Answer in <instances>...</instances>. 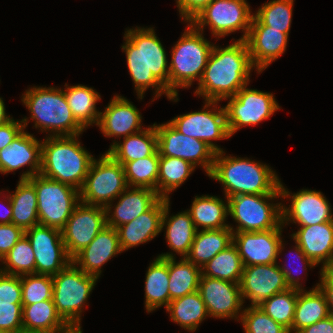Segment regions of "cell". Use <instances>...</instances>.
<instances>
[{
  "label": "cell",
  "mask_w": 333,
  "mask_h": 333,
  "mask_svg": "<svg viewBox=\"0 0 333 333\" xmlns=\"http://www.w3.org/2000/svg\"><path fill=\"white\" fill-rule=\"evenodd\" d=\"M127 65L138 97L148 87L155 88V97L165 93L170 100L177 101L178 95L169 93V66L166 52L153 28H137L125 31Z\"/></svg>",
  "instance_id": "6da1fadb"
},
{
  "label": "cell",
  "mask_w": 333,
  "mask_h": 333,
  "mask_svg": "<svg viewBox=\"0 0 333 333\" xmlns=\"http://www.w3.org/2000/svg\"><path fill=\"white\" fill-rule=\"evenodd\" d=\"M245 40H237L225 48L213 46L195 94L205 101H220L234 96L249 83L253 68Z\"/></svg>",
  "instance_id": "7a4b0ae2"
},
{
  "label": "cell",
  "mask_w": 333,
  "mask_h": 333,
  "mask_svg": "<svg viewBox=\"0 0 333 333\" xmlns=\"http://www.w3.org/2000/svg\"><path fill=\"white\" fill-rule=\"evenodd\" d=\"M215 153L213 167L208 175L224 186L226 198L240 194H281L280 180L266 164L244 158Z\"/></svg>",
  "instance_id": "3957f363"
},
{
  "label": "cell",
  "mask_w": 333,
  "mask_h": 333,
  "mask_svg": "<svg viewBox=\"0 0 333 333\" xmlns=\"http://www.w3.org/2000/svg\"><path fill=\"white\" fill-rule=\"evenodd\" d=\"M79 135L48 136L42 143V176L80 191L94 158L80 145Z\"/></svg>",
  "instance_id": "277c9868"
},
{
  "label": "cell",
  "mask_w": 333,
  "mask_h": 333,
  "mask_svg": "<svg viewBox=\"0 0 333 333\" xmlns=\"http://www.w3.org/2000/svg\"><path fill=\"white\" fill-rule=\"evenodd\" d=\"M22 101L30 110L35 128L51 130L53 136L80 135L84 131L74 118L61 89L34 87L25 92Z\"/></svg>",
  "instance_id": "5b68a950"
},
{
  "label": "cell",
  "mask_w": 333,
  "mask_h": 333,
  "mask_svg": "<svg viewBox=\"0 0 333 333\" xmlns=\"http://www.w3.org/2000/svg\"><path fill=\"white\" fill-rule=\"evenodd\" d=\"M214 45L210 44L190 22L172 49L169 65V93L178 95L177 88H187L200 81Z\"/></svg>",
  "instance_id": "8992f818"
},
{
  "label": "cell",
  "mask_w": 333,
  "mask_h": 333,
  "mask_svg": "<svg viewBox=\"0 0 333 333\" xmlns=\"http://www.w3.org/2000/svg\"><path fill=\"white\" fill-rule=\"evenodd\" d=\"M127 187L124 167L106 152L99 161L93 160L79 191L80 201L104 207L110 213L111 202Z\"/></svg>",
  "instance_id": "52a82bcc"
},
{
  "label": "cell",
  "mask_w": 333,
  "mask_h": 333,
  "mask_svg": "<svg viewBox=\"0 0 333 333\" xmlns=\"http://www.w3.org/2000/svg\"><path fill=\"white\" fill-rule=\"evenodd\" d=\"M28 180L36 191L39 224L62 230L80 202L79 190L41 174Z\"/></svg>",
  "instance_id": "ba28073f"
},
{
  "label": "cell",
  "mask_w": 333,
  "mask_h": 333,
  "mask_svg": "<svg viewBox=\"0 0 333 333\" xmlns=\"http://www.w3.org/2000/svg\"><path fill=\"white\" fill-rule=\"evenodd\" d=\"M52 278L53 301L58 314L66 323H80V313L98 278L86 274L73 262Z\"/></svg>",
  "instance_id": "9c48e42d"
},
{
  "label": "cell",
  "mask_w": 333,
  "mask_h": 333,
  "mask_svg": "<svg viewBox=\"0 0 333 333\" xmlns=\"http://www.w3.org/2000/svg\"><path fill=\"white\" fill-rule=\"evenodd\" d=\"M281 194H240L228 197V212L238 223L235 232H257L282 225V205L267 203Z\"/></svg>",
  "instance_id": "30bf717a"
},
{
  "label": "cell",
  "mask_w": 333,
  "mask_h": 333,
  "mask_svg": "<svg viewBox=\"0 0 333 333\" xmlns=\"http://www.w3.org/2000/svg\"><path fill=\"white\" fill-rule=\"evenodd\" d=\"M252 18L246 0H213L190 23L200 32L208 25L218 38L242 29L244 35L238 40H245Z\"/></svg>",
  "instance_id": "8fae6325"
},
{
  "label": "cell",
  "mask_w": 333,
  "mask_h": 333,
  "mask_svg": "<svg viewBox=\"0 0 333 333\" xmlns=\"http://www.w3.org/2000/svg\"><path fill=\"white\" fill-rule=\"evenodd\" d=\"M224 107L230 137L242 126L256 125L268 119L280 107L273 94L242 87L234 96L228 97Z\"/></svg>",
  "instance_id": "7c38bea8"
},
{
  "label": "cell",
  "mask_w": 333,
  "mask_h": 333,
  "mask_svg": "<svg viewBox=\"0 0 333 333\" xmlns=\"http://www.w3.org/2000/svg\"><path fill=\"white\" fill-rule=\"evenodd\" d=\"M217 103L218 101L206 100L202 111L177 116L169 123L183 135L204 141L215 152H220L222 149L211 141L226 139L230 135L224 107L217 109ZM211 105L214 109L207 110Z\"/></svg>",
  "instance_id": "4fadbf2b"
},
{
  "label": "cell",
  "mask_w": 333,
  "mask_h": 333,
  "mask_svg": "<svg viewBox=\"0 0 333 333\" xmlns=\"http://www.w3.org/2000/svg\"><path fill=\"white\" fill-rule=\"evenodd\" d=\"M154 126L160 156L181 158L195 167L201 165L207 175L210 174L216 152L204 141L183 135L169 122Z\"/></svg>",
  "instance_id": "5bb4252c"
},
{
  "label": "cell",
  "mask_w": 333,
  "mask_h": 333,
  "mask_svg": "<svg viewBox=\"0 0 333 333\" xmlns=\"http://www.w3.org/2000/svg\"><path fill=\"white\" fill-rule=\"evenodd\" d=\"M25 235L35 255V274L54 276L72 262L61 230L38 224L26 230Z\"/></svg>",
  "instance_id": "9a60e30c"
},
{
  "label": "cell",
  "mask_w": 333,
  "mask_h": 333,
  "mask_svg": "<svg viewBox=\"0 0 333 333\" xmlns=\"http://www.w3.org/2000/svg\"><path fill=\"white\" fill-rule=\"evenodd\" d=\"M106 226L104 207L78 203L61 230L67 255L72 259Z\"/></svg>",
  "instance_id": "2e32d148"
},
{
  "label": "cell",
  "mask_w": 333,
  "mask_h": 333,
  "mask_svg": "<svg viewBox=\"0 0 333 333\" xmlns=\"http://www.w3.org/2000/svg\"><path fill=\"white\" fill-rule=\"evenodd\" d=\"M281 226L267 231L233 232V244L243 267L277 263V256L283 250Z\"/></svg>",
  "instance_id": "e0dca14e"
},
{
  "label": "cell",
  "mask_w": 333,
  "mask_h": 333,
  "mask_svg": "<svg viewBox=\"0 0 333 333\" xmlns=\"http://www.w3.org/2000/svg\"><path fill=\"white\" fill-rule=\"evenodd\" d=\"M280 193L282 198L291 197L290 207L282 205V224L293 221L300 226H311L333 221L331 206L319 191L302 189L290 195L280 182Z\"/></svg>",
  "instance_id": "ac0fdd59"
},
{
  "label": "cell",
  "mask_w": 333,
  "mask_h": 333,
  "mask_svg": "<svg viewBox=\"0 0 333 333\" xmlns=\"http://www.w3.org/2000/svg\"><path fill=\"white\" fill-rule=\"evenodd\" d=\"M239 286L243 303L248 298L251 306H259L276 293L288 289L277 263L243 267Z\"/></svg>",
  "instance_id": "d6986e66"
},
{
  "label": "cell",
  "mask_w": 333,
  "mask_h": 333,
  "mask_svg": "<svg viewBox=\"0 0 333 333\" xmlns=\"http://www.w3.org/2000/svg\"><path fill=\"white\" fill-rule=\"evenodd\" d=\"M198 291L209 316L238 318L243 305L239 283L201 276Z\"/></svg>",
  "instance_id": "ffe728a7"
},
{
  "label": "cell",
  "mask_w": 333,
  "mask_h": 333,
  "mask_svg": "<svg viewBox=\"0 0 333 333\" xmlns=\"http://www.w3.org/2000/svg\"><path fill=\"white\" fill-rule=\"evenodd\" d=\"M288 35L263 25L253 14L247 38L251 62L259 73L286 50Z\"/></svg>",
  "instance_id": "44dd1931"
},
{
  "label": "cell",
  "mask_w": 333,
  "mask_h": 333,
  "mask_svg": "<svg viewBox=\"0 0 333 333\" xmlns=\"http://www.w3.org/2000/svg\"><path fill=\"white\" fill-rule=\"evenodd\" d=\"M42 143L24 130L12 143L0 151V172H13L24 165L30 166V171L21 175L20 180H28L40 173Z\"/></svg>",
  "instance_id": "7402d4cb"
},
{
  "label": "cell",
  "mask_w": 333,
  "mask_h": 333,
  "mask_svg": "<svg viewBox=\"0 0 333 333\" xmlns=\"http://www.w3.org/2000/svg\"><path fill=\"white\" fill-rule=\"evenodd\" d=\"M138 109L124 97L115 95L104 112H100L97 126L107 137L123 138L142 130Z\"/></svg>",
  "instance_id": "603a6c76"
},
{
  "label": "cell",
  "mask_w": 333,
  "mask_h": 333,
  "mask_svg": "<svg viewBox=\"0 0 333 333\" xmlns=\"http://www.w3.org/2000/svg\"><path fill=\"white\" fill-rule=\"evenodd\" d=\"M121 252L117 230L106 225L87 247L72 258V262L79 264V269L86 274L99 278L103 264Z\"/></svg>",
  "instance_id": "cb8c5ba5"
},
{
  "label": "cell",
  "mask_w": 333,
  "mask_h": 333,
  "mask_svg": "<svg viewBox=\"0 0 333 333\" xmlns=\"http://www.w3.org/2000/svg\"><path fill=\"white\" fill-rule=\"evenodd\" d=\"M165 198H160L148 211L116 228L122 251L152 240L160 233Z\"/></svg>",
  "instance_id": "d4e9b609"
},
{
  "label": "cell",
  "mask_w": 333,
  "mask_h": 333,
  "mask_svg": "<svg viewBox=\"0 0 333 333\" xmlns=\"http://www.w3.org/2000/svg\"><path fill=\"white\" fill-rule=\"evenodd\" d=\"M292 238L306 256L316 265L320 262L323 267L333 265V221L300 226Z\"/></svg>",
  "instance_id": "484cf974"
},
{
  "label": "cell",
  "mask_w": 333,
  "mask_h": 333,
  "mask_svg": "<svg viewBox=\"0 0 333 333\" xmlns=\"http://www.w3.org/2000/svg\"><path fill=\"white\" fill-rule=\"evenodd\" d=\"M127 187L119 196V200L112 215L106 213V225L117 228L125 223L131 222L142 213L148 211L161 197L149 188L133 187L129 191Z\"/></svg>",
  "instance_id": "4316f807"
},
{
  "label": "cell",
  "mask_w": 333,
  "mask_h": 333,
  "mask_svg": "<svg viewBox=\"0 0 333 333\" xmlns=\"http://www.w3.org/2000/svg\"><path fill=\"white\" fill-rule=\"evenodd\" d=\"M157 150V132L153 124L125 137L122 144L114 141L107 153L124 166L127 162L152 156Z\"/></svg>",
  "instance_id": "83f0119b"
},
{
  "label": "cell",
  "mask_w": 333,
  "mask_h": 333,
  "mask_svg": "<svg viewBox=\"0 0 333 333\" xmlns=\"http://www.w3.org/2000/svg\"><path fill=\"white\" fill-rule=\"evenodd\" d=\"M231 228L197 230L188 255L185 257L194 265L202 268L220 251L225 250L233 243Z\"/></svg>",
  "instance_id": "f1b7e54d"
},
{
  "label": "cell",
  "mask_w": 333,
  "mask_h": 333,
  "mask_svg": "<svg viewBox=\"0 0 333 333\" xmlns=\"http://www.w3.org/2000/svg\"><path fill=\"white\" fill-rule=\"evenodd\" d=\"M168 212L169 199L165 198L161 230L166 226V239L169 247L185 258L190 251L197 229L188 211L178 213L172 217L170 216V218H168Z\"/></svg>",
  "instance_id": "f546056e"
},
{
  "label": "cell",
  "mask_w": 333,
  "mask_h": 333,
  "mask_svg": "<svg viewBox=\"0 0 333 333\" xmlns=\"http://www.w3.org/2000/svg\"><path fill=\"white\" fill-rule=\"evenodd\" d=\"M330 315L326 297L318 284L310 291L298 290L294 320L289 333H298L303 328L317 323Z\"/></svg>",
  "instance_id": "4dcf8cb0"
},
{
  "label": "cell",
  "mask_w": 333,
  "mask_h": 333,
  "mask_svg": "<svg viewBox=\"0 0 333 333\" xmlns=\"http://www.w3.org/2000/svg\"><path fill=\"white\" fill-rule=\"evenodd\" d=\"M158 257L168 258L169 297L170 301L196 292L199 287L202 270L186 258L175 261L173 254H161Z\"/></svg>",
  "instance_id": "1f68e13d"
},
{
  "label": "cell",
  "mask_w": 333,
  "mask_h": 333,
  "mask_svg": "<svg viewBox=\"0 0 333 333\" xmlns=\"http://www.w3.org/2000/svg\"><path fill=\"white\" fill-rule=\"evenodd\" d=\"M145 307L148 312L158 307H168L169 273L168 258L157 257L148 267L145 280Z\"/></svg>",
  "instance_id": "d6a6232c"
},
{
  "label": "cell",
  "mask_w": 333,
  "mask_h": 333,
  "mask_svg": "<svg viewBox=\"0 0 333 333\" xmlns=\"http://www.w3.org/2000/svg\"><path fill=\"white\" fill-rule=\"evenodd\" d=\"M193 223L198 230L201 226L202 230L223 229L233 227L225 223L228 212V201L224 203L220 198L215 196H195L190 210H187Z\"/></svg>",
  "instance_id": "836d02e7"
},
{
  "label": "cell",
  "mask_w": 333,
  "mask_h": 333,
  "mask_svg": "<svg viewBox=\"0 0 333 333\" xmlns=\"http://www.w3.org/2000/svg\"><path fill=\"white\" fill-rule=\"evenodd\" d=\"M64 90L68 106L76 121L85 129L86 127L98 124L100 112L96 110V103L101 99L98 92L93 88L76 85L68 86ZM68 86V87H67Z\"/></svg>",
  "instance_id": "e575fe53"
},
{
  "label": "cell",
  "mask_w": 333,
  "mask_h": 333,
  "mask_svg": "<svg viewBox=\"0 0 333 333\" xmlns=\"http://www.w3.org/2000/svg\"><path fill=\"white\" fill-rule=\"evenodd\" d=\"M9 196L13 224L24 231L39 224L37 195L34 185L29 180H20L15 193Z\"/></svg>",
  "instance_id": "d590c367"
},
{
  "label": "cell",
  "mask_w": 333,
  "mask_h": 333,
  "mask_svg": "<svg viewBox=\"0 0 333 333\" xmlns=\"http://www.w3.org/2000/svg\"><path fill=\"white\" fill-rule=\"evenodd\" d=\"M166 310L175 323L189 331H195L203 319L209 316L198 290L170 301Z\"/></svg>",
  "instance_id": "8d00e7d4"
},
{
  "label": "cell",
  "mask_w": 333,
  "mask_h": 333,
  "mask_svg": "<svg viewBox=\"0 0 333 333\" xmlns=\"http://www.w3.org/2000/svg\"><path fill=\"white\" fill-rule=\"evenodd\" d=\"M65 323L58 314L53 299L23 306V330L52 333Z\"/></svg>",
  "instance_id": "74e56055"
},
{
  "label": "cell",
  "mask_w": 333,
  "mask_h": 333,
  "mask_svg": "<svg viewBox=\"0 0 333 333\" xmlns=\"http://www.w3.org/2000/svg\"><path fill=\"white\" fill-rule=\"evenodd\" d=\"M201 270H203L201 276L239 283L243 264L237 247L232 243L207 262Z\"/></svg>",
  "instance_id": "f35d334b"
},
{
  "label": "cell",
  "mask_w": 333,
  "mask_h": 333,
  "mask_svg": "<svg viewBox=\"0 0 333 333\" xmlns=\"http://www.w3.org/2000/svg\"><path fill=\"white\" fill-rule=\"evenodd\" d=\"M195 166L181 158L160 156L158 173V195L169 199L168 194L187 180Z\"/></svg>",
  "instance_id": "ab89813d"
},
{
  "label": "cell",
  "mask_w": 333,
  "mask_h": 333,
  "mask_svg": "<svg viewBox=\"0 0 333 333\" xmlns=\"http://www.w3.org/2000/svg\"><path fill=\"white\" fill-rule=\"evenodd\" d=\"M159 159L157 150L152 156L127 162L123 167L128 187L149 188L158 193Z\"/></svg>",
  "instance_id": "60d3db41"
},
{
  "label": "cell",
  "mask_w": 333,
  "mask_h": 333,
  "mask_svg": "<svg viewBox=\"0 0 333 333\" xmlns=\"http://www.w3.org/2000/svg\"><path fill=\"white\" fill-rule=\"evenodd\" d=\"M298 290L288 288L266 299L259 307L275 322L290 330L294 320Z\"/></svg>",
  "instance_id": "b9f144b4"
},
{
  "label": "cell",
  "mask_w": 333,
  "mask_h": 333,
  "mask_svg": "<svg viewBox=\"0 0 333 333\" xmlns=\"http://www.w3.org/2000/svg\"><path fill=\"white\" fill-rule=\"evenodd\" d=\"M2 260L3 264H6L5 270L0 269L2 273L15 276L35 274V255L26 235L22 236Z\"/></svg>",
  "instance_id": "7bdbcfd3"
},
{
  "label": "cell",
  "mask_w": 333,
  "mask_h": 333,
  "mask_svg": "<svg viewBox=\"0 0 333 333\" xmlns=\"http://www.w3.org/2000/svg\"><path fill=\"white\" fill-rule=\"evenodd\" d=\"M294 0H272L254 15L263 25L289 34Z\"/></svg>",
  "instance_id": "ee69618b"
},
{
  "label": "cell",
  "mask_w": 333,
  "mask_h": 333,
  "mask_svg": "<svg viewBox=\"0 0 333 333\" xmlns=\"http://www.w3.org/2000/svg\"><path fill=\"white\" fill-rule=\"evenodd\" d=\"M22 306L53 299V278L50 275L21 276Z\"/></svg>",
  "instance_id": "f6af8a7d"
},
{
  "label": "cell",
  "mask_w": 333,
  "mask_h": 333,
  "mask_svg": "<svg viewBox=\"0 0 333 333\" xmlns=\"http://www.w3.org/2000/svg\"><path fill=\"white\" fill-rule=\"evenodd\" d=\"M245 333H289V330L275 322L259 306H250L240 315Z\"/></svg>",
  "instance_id": "bcb514c9"
},
{
  "label": "cell",
  "mask_w": 333,
  "mask_h": 333,
  "mask_svg": "<svg viewBox=\"0 0 333 333\" xmlns=\"http://www.w3.org/2000/svg\"><path fill=\"white\" fill-rule=\"evenodd\" d=\"M22 304H0V333H18L22 327Z\"/></svg>",
  "instance_id": "7dc6e473"
},
{
  "label": "cell",
  "mask_w": 333,
  "mask_h": 333,
  "mask_svg": "<svg viewBox=\"0 0 333 333\" xmlns=\"http://www.w3.org/2000/svg\"><path fill=\"white\" fill-rule=\"evenodd\" d=\"M0 304H22L21 276L0 272Z\"/></svg>",
  "instance_id": "c3c4849f"
},
{
  "label": "cell",
  "mask_w": 333,
  "mask_h": 333,
  "mask_svg": "<svg viewBox=\"0 0 333 333\" xmlns=\"http://www.w3.org/2000/svg\"><path fill=\"white\" fill-rule=\"evenodd\" d=\"M25 235V231L13 223H0V260L16 245Z\"/></svg>",
  "instance_id": "681fc988"
},
{
  "label": "cell",
  "mask_w": 333,
  "mask_h": 333,
  "mask_svg": "<svg viewBox=\"0 0 333 333\" xmlns=\"http://www.w3.org/2000/svg\"><path fill=\"white\" fill-rule=\"evenodd\" d=\"M27 123L28 120L25 117L20 122L12 119L11 121L0 125V151L12 143V141L25 129Z\"/></svg>",
  "instance_id": "f907efd6"
},
{
  "label": "cell",
  "mask_w": 333,
  "mask_h": 333,
  "mask_svg": "<svg viewBox=\"0 0 333 333\" xmlns=\"http://www.w3.org/2000/svg\"><path fill=\"white\" fill-rule=\"evenodd\" d=\"M213 0H176L179 13L182 19L190 22L197 14H199Z\"/></svg>",
  "instance_id": "816d5d0a"
},
{
  "label": "cell",
  "mask_w": 333,
  "mask_h": 333,
  "mask_svg": "<svg viewBox=\"0 0 333 333\" xmlns=\"http://www.w3.org/2000/svg\"><path fill=\"white\" fill-rule=\"evenodd\" d=\"M295 253H296V257L299 258L300 260H302V262L304 263L305 266H303L306 270V265L309 267H314L316 266V264L309 259L306 254L301 250L300 246L296 243L295 245ZM287 265V264H286ZM281 272L284 274L285 277V282L288 286V288H292V289H297V290H302V288L300 287V283H299V278H295L292 275L291 270H288L289 268L285 267V266H279ZM296 272L298 273V270H296Z\"/></svg>",
  "instance_id": "f5cc1de1"
},
{
  "label": "cell",
  "mask_w": 333,
  "mask_h": 333,
  "mask_svg": "<svg viewBox=\"0 0 333 333\" xmlns=\"http://www.w3.org/2000/svg\"><path fill=\"white\" fill-rule=\"evenodd\" d=\"M319 289L324 293L330 315H333V265L322 267Z\"/></svg>",
  "instance_id": "db71d44e"
},
{
  "label": "cell",
  "mask_w": 333,
  "mask_h": 333,
  "mask_svg": "<svg viewBox=\"0 0 333 333\" xmlns=\"http://www.w3.org/2000/svg\"><path fill=\"white\" fill-rule=\"evenodd\" d=\"M298 333H333V315L303 328Z\"/></svg>",
  "instance_id": "11a10c76"
},
{
  "label": "cell",
  "mask_w": 333,
  "mask_h": 333,
  "mask_svg": "<svg viewBox=\"0 0 333 333\" xmlns=\"http://www.w3.org/2000/svg\"><path fill=\"white\" fill-rule=\"evenodd\" d=\"M52 333H82L80 323H65Z\"/></svg>",
  "instance_id": "9f6ffc18"
},
{
  "label": "cell",
  "mask_w": 333,
  "mask_h": 333,
  "mask_svg": "<svg viewBox=\"0 0 333 333\" xmlns=\"http://www.w3.org/2000/svg\"><path fill=\"white\" fill-rule=\"evenodd\" d=\"M7 201L9 204H7L8 209L6 210L5 214H3L2 216H0V223L1 224H10L12 223V214H13V210H12V203L10 200V196L8 195L7 197Z\"/></svg>",
  "instance_id": "6f0895ef"
},
{
  "label": "cell",
  "mask_w": 333,
  "mask_h": 333,
  "mask_svg": "<svg viewBox=\"0 0 333 333\" xmlns=\"http://www.w3.org/2000/svg\"><path fill=\"white\" fill-rule=\"evenodd\" d=\"M5 110L6 109H5L4 101L0 97V125L12 120V118H10L8 115H6Z\"/></svg>",
  "instance_id": "680465c9"
},
{
  "label": "cell",
  "mask_w": 333,
  "mask_h": 333,
  "mask_svg": "<svg viewBox=\"0 0 333 333\" xmlns=\"http://www.w3.org/2000/svg\"><path fill=\"white\" fill-rule=\"evenodd\" d=\"M18 333H48V332H43V331H26V330H21Z\"/></svg>",
  "instance_id": "91938a15"
}]
</instances>
